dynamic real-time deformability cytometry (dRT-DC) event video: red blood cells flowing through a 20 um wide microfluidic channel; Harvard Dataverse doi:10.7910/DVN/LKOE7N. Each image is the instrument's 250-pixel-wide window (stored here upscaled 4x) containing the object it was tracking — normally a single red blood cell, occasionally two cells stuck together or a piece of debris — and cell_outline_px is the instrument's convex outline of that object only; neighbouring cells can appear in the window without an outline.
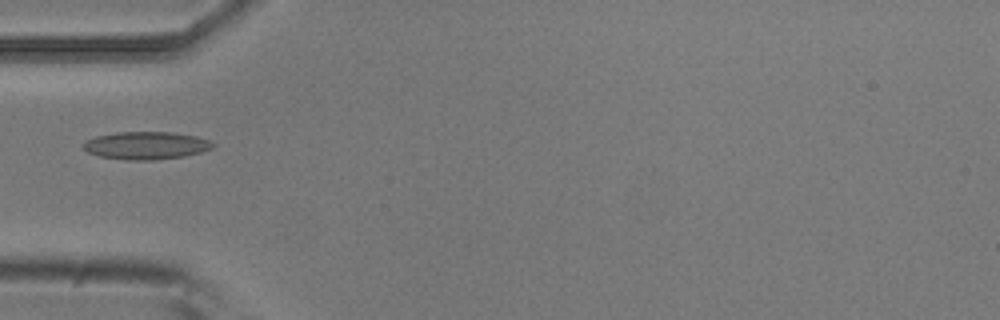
{"species": "common noctule bat (a hibernating species)", "species_latin": "Nyctalus noctula", "temperature_condition": "room temperature", "stored_images_in_passage": 5, "camera_frame_rate_fps": 3000, "um_per_image_px": 0.085, "animal": {"sex": "male", "body_mass_g": 20.5, "forearm_length_mm": 52.5}, "frame": {"image": 1, "passage_image": 3, "time_ms": 0.667, "image_size_px": [1000, 320], "cell_outline_px": [[216, 144], [212, 148], [200, 152], [184, 156], [156, 160], [124, 160], [100, 156], [88, 152], [80, 144], [84, 140], [96, 136], [116, 132], [172, 132], [196, 136], [208, 140]], "centroid_in_image_um": [12.38, 12.36], "position_along_channel_um": 72.6, "area_um2": 21.04}}
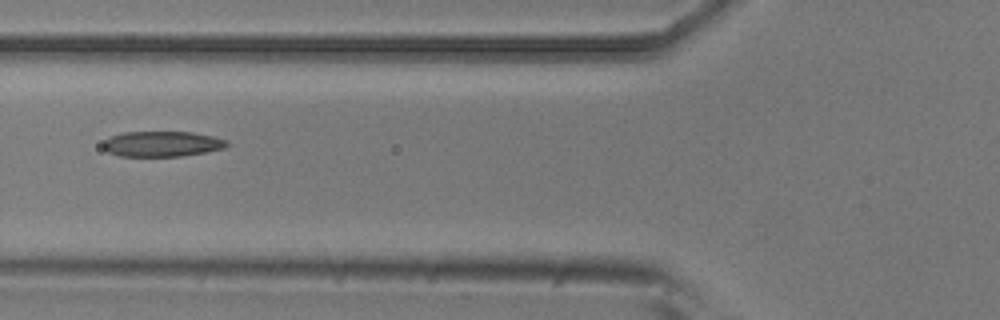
{"frame": {"image": 2, "passage_image": 4, "time_ms": 1.0, "image_size_px": [1000, 320], "cell_outline_px": [[228, 144], [224, 148], [204, 152], [180, 156], [120, 156], [108, 152], [104, 148], [104, 140], [108, 136], [124, 132], [192, 132], [212, 136], [228, 140]], "centroid_in_image_um": [13.75, 12.22], "position_along_channel_um": 112.1, "area_um2": 18.26}}
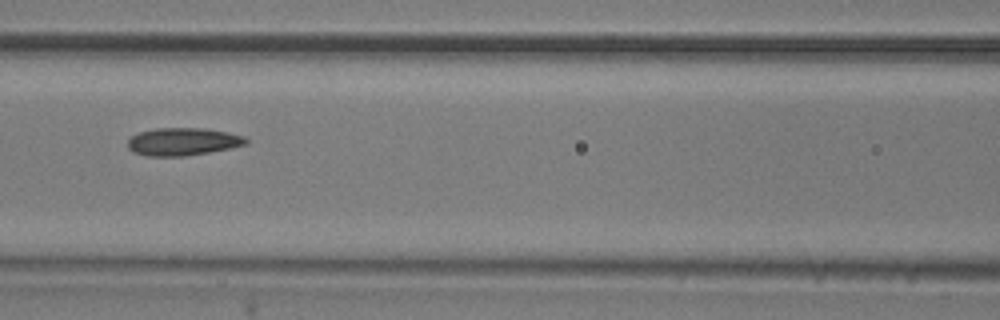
{"frame": {"image": 3, "passage_image": 5, "time_ms": 1.333, "image_size_px": [1000, 320], "cell_outline_px": [[248, 144], [208, 152], [184, 156], [148, 156], [132, 152], [128, 148], [128, 140], [132, 136], [140, 132], [156, 128], [204, 128], [228, 132], [244, 136], [248, 140]], "centroid_in_image_um": [15.54, 12.04], "position_along_channel_um": 151.1, "area_um2": 19.02}}